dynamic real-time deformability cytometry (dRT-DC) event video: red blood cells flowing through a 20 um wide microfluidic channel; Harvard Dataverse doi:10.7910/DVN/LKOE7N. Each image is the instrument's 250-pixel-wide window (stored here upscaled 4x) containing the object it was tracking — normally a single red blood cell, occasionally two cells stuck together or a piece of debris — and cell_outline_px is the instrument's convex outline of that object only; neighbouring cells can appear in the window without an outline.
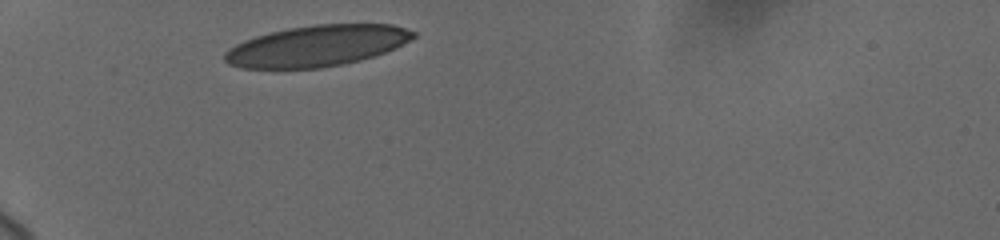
{"species": "human", "species_latin": "Homo sapiens", "temperature_condition": "cold", "stored_images_in_passage": 6, "segment_of_instrument_passage": [1, 2], "camera_frame_rate_fps": 3000, "um_per_image_px": 0.085, "donor": {"sex": "female"}, "frame": {"image": 1, "passage_image": 1, "time_ms": 0.0, "image_size_px": [1000, 240], "cell_outline_px": [[416, 36], [384, 52], [360, 60], [344, 64], [320, 68], [240, 68], [228, 64], [224, 60], [224, 52], [228, 48], [244, 40], [256, 36], [288, 28], [312, 24], [392, 24], [416, 32]], "centroid_in_image_um": [26.88, 3.9], "position_along_channel_um": 58.1, "area_um2": 44.85}}
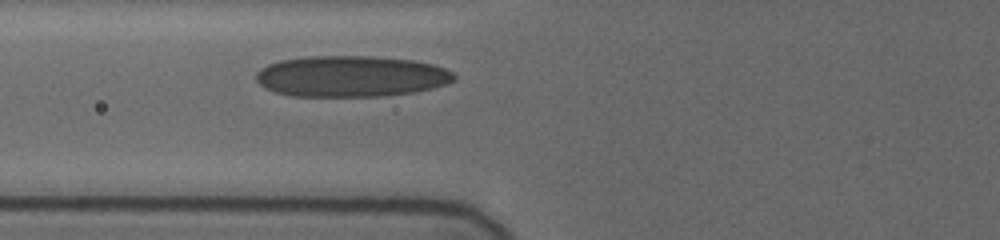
{"frame": {"image": 2, "passage_image": 5, "time_ms": 1.667, "image_size_px": [1000, 240], "cell_outline_px": [[456, 80], [448, 84], [432, 88], [412, 92], [380, 96], [292, 96], [276, 92], [264, 88], [256, 80], [256, 72], [260, 68], [268, 64], [280, 60], [304, 56], [372, 56], [412, 60], [432, 64], [444, 68], [452, 72], [456, 76]], "centroid_in_image_um": [29.82, 6.48], "position_along_channel_um": 96.0, "area_um2": 47.57}}